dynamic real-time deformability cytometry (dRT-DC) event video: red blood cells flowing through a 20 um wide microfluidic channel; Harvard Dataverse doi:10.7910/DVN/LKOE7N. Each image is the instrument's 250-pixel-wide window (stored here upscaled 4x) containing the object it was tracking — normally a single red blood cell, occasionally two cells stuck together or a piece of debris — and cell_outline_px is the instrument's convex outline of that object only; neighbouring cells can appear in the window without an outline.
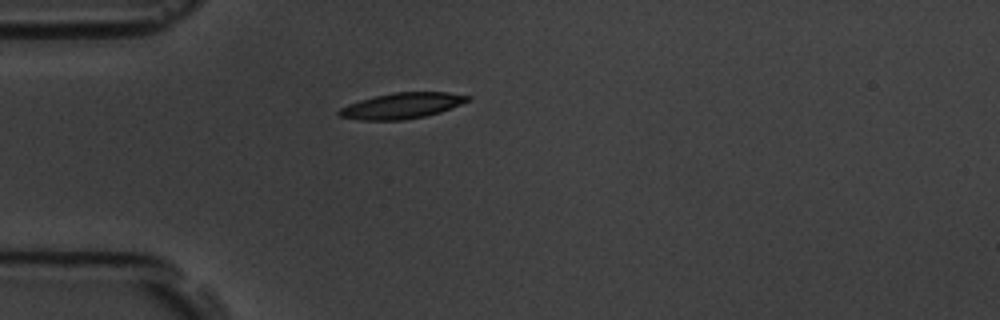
{"species": "common noctule bat (a hibernating species)", "species_latin": "Nyctalus noctula", "temperature_condition": "room temperature", "stored_images_in_passage": 2, "camera_frame_rate_fps": 3000, "um_per_image_px": 0.085, "animal": {"sex": "male", "body_mass_g": 19.5, "forearm_length_mm": 54.6}, "frame": {"image": 1, "passage_image": 2, "time_ms": 2.0, "image_size_px": [1000, 320], "cell_outline_px": [[472, 96], [468, 100], [460, 104], [440, 112], [424, 116], [404, 120], [360, 120], [340, 116], [336, 112], [340, 108], [348, 104], [360, 100], [392, 92], [448, 92]], "centroid_in_image_um": [34.14, 8.98], "position_along_channel_um": 50.9, "area_um2": 19.19}}